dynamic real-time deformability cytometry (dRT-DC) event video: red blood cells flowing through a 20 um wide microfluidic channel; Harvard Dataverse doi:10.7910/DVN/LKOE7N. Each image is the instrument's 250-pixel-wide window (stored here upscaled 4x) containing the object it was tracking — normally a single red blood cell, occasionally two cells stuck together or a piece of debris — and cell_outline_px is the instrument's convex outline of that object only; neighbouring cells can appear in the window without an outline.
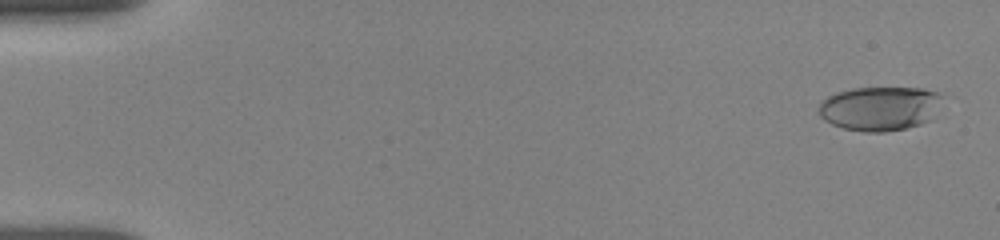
{"species": "human", "species_latin": "Homo sapiens", "temperature_condition": "room temperature", "stored_images_in_passage": 19, "camera_frame_rate_fps": 3000, "um_per_image_px": 0.085, "donor": {"sex": "female"}, "frame": {"image": 1, "passage_image": 1, "time_ms": 0.0, "image_size_px": [1000, 240], "cell_outline_px": [[944, 96], [928, 120], [920, 124], [904, 128], [884, 132], [864, 132], [844, 128], [832, 124], [824, 120], [820, 116], [820, 104], [828, 96], [836, 92], [852, 88], [924, 88], [936, 92]], "centroid_in_image_um": [74.76, 9.21], "position_along_channel_um": 10.2, "area_um2": 31.5}}
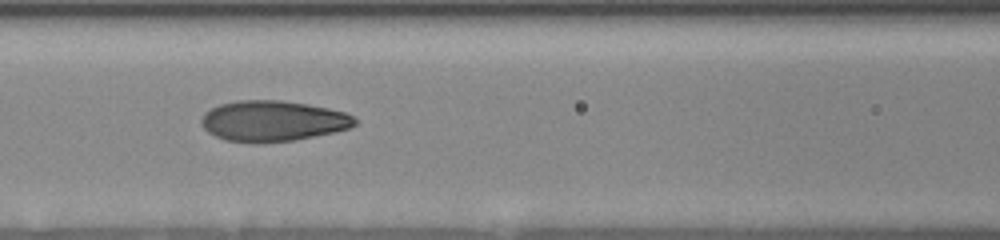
{"frame": {"image": 2, "passage_image": 12, "time_ms": 7.333, "image_size_px": [1000, 240], "cell_outline_px": [[356, 124], [348, 128], [332, 132], [296, 140], [256, 144], [252, 144], [224, 140], [208, 132], [200, 124], [200, 120], [204, 112], [220, 104], [236, 100], [280, 100], [308, 104], [328, 108], [344, 112], [352, 116], [356, 120]], "centroid_in_image_um": [23.13, 10.29], "position_along_channel_um": 143.5, "area_um2": 36.65}}
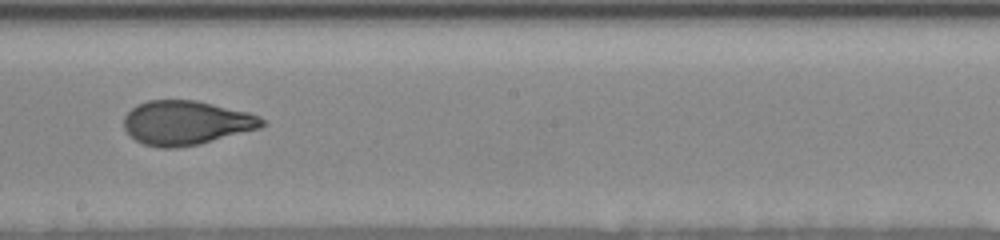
{"frame": {"image": 3, "passage_image": 17, "time_ms": 9.667, "image_size_px": [1000, 240], "cell_outline_px": [[268, 124], [260, 128], [200, 144], [176, 148], [160, 148], [144, 144], [136, 140], [124, 128], [124, 116], [136, 104], [148, 100], [196, 100], [248, 112], [260, 116], [268, 120]], "centroid_in_image_um": [15.86, 10.43], "position_along_channel_um": 232.3, "area_um2": 35.78}}